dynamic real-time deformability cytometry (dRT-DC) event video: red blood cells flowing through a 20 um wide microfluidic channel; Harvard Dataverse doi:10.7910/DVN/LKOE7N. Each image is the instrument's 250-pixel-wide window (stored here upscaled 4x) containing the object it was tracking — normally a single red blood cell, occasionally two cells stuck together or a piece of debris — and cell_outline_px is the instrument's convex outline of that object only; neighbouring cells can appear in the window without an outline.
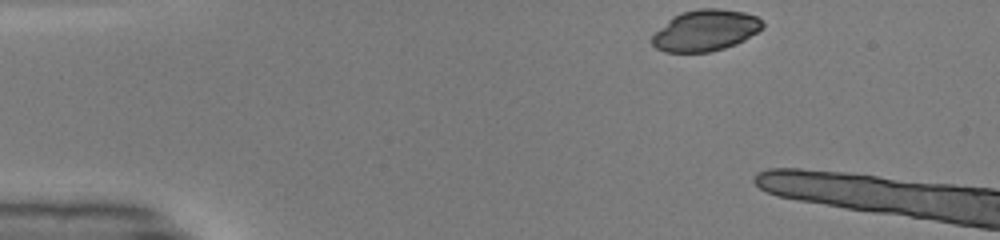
{"species": "common noctule bat (a hibernating species)", "species_latin": "Nyctalus noctula", "temperature_condition": "warm", "stored_images_in_passage": 4, "camera_frame_rate_fps": 3000, "um_per_image_px": 0.085, "animal": {"sex": "male", "body_mass_g": 19.0, "forearm_length_mm": 50.8}, "frame": {"image": 1, "passage_image": 1, "time_ms": 0.0, "image_size_px": [1000, 240], "cell_outline_px": [[764, 24], [756, 32], [732, 44], [720, 48], [704, 52], [668, 52], [652, 44], [652, 40], [676, 16], [684, 12], [740, 12], [756, 16]], "centroid_in_image_um": [59.99, 2.65], "position_along_channel_um": 25.0, "area_um2": 23.76}}